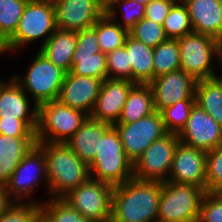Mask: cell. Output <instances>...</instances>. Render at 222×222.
Returning <instances> with one entry per match:
<instances>
[{
  "mask_svg": "<svg viewBox=\"0 0 222 222\" xmlns=\"http://www.w3.org/2000/svg\"><path fill=\"white\" fill-rule=\"evenodd\" d=\"M161 184L131 178L114 186L110 222H157Z\"/></svg>",
  "mask_w": 222,
  "mask_h": 222,
  "instance_id": "obj_1",
  "label": "cell"
},
{
  "mask_svg": "<svg viewBox=\"0 0 222 222\" xmlns=\"http://www.w3.org/2000/svg\"><path fill=\"white\" fill-rule=\"evenodd\" d=\"M45 154L48 192L52 198H63L70 191L87 182L89 165L82 161L66 143H36Z\"/></svg>",
  "mask_w": 222,
  "mask_h": 222,
  "instance_id": "obj_2",
  "label": "cell"
},
{
  "mask_svg": "<svg viewBox=\"0 0 222 222\" xmlns=\"http://www.w3.org/2000/svg\"><path fill=\"white\" fill-rule=\"evenodd\" d=\"M92 179L120 185L133 178V163L126 157L119 133L112 125L99 140L98 151L89 164Z\"/></svg>",
  "mask_w": 222,
  "mask_h": 222,
  "instance_id": "obj_3",
  "label": "cell"
},
{
  "mask_svg": "<svg viewBox=\"0 0 222 222\" xmlns=\"http://www.w3.org/2000/svg\"><path fill=\"white\" fill-rule=\"evenodd\" d=\"M87 118L84 112L59 100L43 103L38 106L36 142L66 143Z\"/></svg>",
  "mask_w": 222,
  "mask_h": 222,
  "instance_id": "obj_4",
  "label": "cell"
},
{
  "mask_svg": "<svg viewBox=\"0 0 222 222\" xmlns=\"http://www.w3.org/2000/svg\"><path fill=\"white\" fill-rule=\"evenodd\" d=\"M205 193L194 184L162 182L157 222H197Z\"/></svg>",
  "mask_w": 222,
  "mask_h": 222,
  "instance_id": "obj_5",
  "label": "cell"
},
{
  "mask_svg": "<svg viewBox=\"0 0 222 222\" xmlns=\"http://www.w3.org/2000/svg\"><path fill=\"white\" fill-rule=\"evenodd\" d=\"M57 30L53 0H33L27 2L15 33L5 42L6 51L12 52L24 44L37 39H46Z\"/></svg>",
  "mask_w": 222,
  "mask_h": 222,
  "instance_id": "obj_6",
  "label": "cell"
},
{
  "mask_svg": "<svg viewBox=\"0 0 222 222\" xmlns=\"http://www.w3.org/2000/svg\"><path fill=\"white\" fill-rule=\"evenodd\" d=\"M66 71L55 66L40 51L35 56L25 77L14 76L20 87L30 94L35 105L39 106L53 100H58Z\"/></svg>",
  "mask_w": 222,
  "mask_h": 222,
  "instance_id": "obj_7",
  "label": "cell"
},
{
  "mask_svg": "<svg viewBox=\"0 0 222 222\" xmlns=\"http://www.w3.org/2000/svg\"><path fill=\"white\" fill-rule=\"evenodd\" d=\"M177 40L181 70L196 81L218 77L211 63L213 57L217 56V39L192 32Z\"/></svg>",
  "mask_w": 222,
  "mask_h": 222,
  "instance_id": "obj_8",
  "label": "cell"
},
{
  "mask_svg": "<svg viewBox=\"0 0 222 222\" xmlns=\"http://www.w3.org/2000/svg\"><path fill=\"white\" fill-rule=\"evenodd\" d=\"M114 186L90 178L62 199L90 222H110Z\"/></svg>",
  "mask_w": 222,
  "mask_h": 222,
  "instance_id": "obj_9",
  "label": "cell"
},
{
  "mask_svg": "<svg viewBox=\"0 0 222 222\" xmlns=\"http://www.w3.org/2000/svg\"><path fill=\"white\" fill-rule=\"evenodd\" d=\"M179 143L178 134L173 133H167L155 140L133 163V178L166 182Z\"/></svg>",
  "mask_w": 222,
  "mask_h": 222,
  "instance_id": "obj_10",
  "label": "cell"
},
{
  "mask_svg": "<svg viewBox=\"0 0 222 222\" xmlns=\"http://www.w3.org/2000/svg\"><path fill=\"white\" fill-rule=\"evenodd\" d=\"M119 133L126 157L134 163L155 141L167 134L161 112L154 111L133 123L113 125Z\"/></svg>",
  "mask_w": 222,
  "mask_h": 222,
  "instance_id": "obj_11",
  "label": "cell"
},
{
  "mask_svg": "<svg viewBox=\"0 0 222 222\" xmlns=\"http://www.w3.org/2000/svg\"><path fill=\"white\" fill-rule=\"evenodd\" d=\"M41 179L48 181L46 158L44 151L35 144L23 157L5 184L8 198L12 202H20L27 196H31V192L36 189L39 182H43L40 181Z\"/></svg>",
  "mask_w": 222,
  "mask_h": 222,
  "instance_id": "obj_12",
  "label": "cell"
},
{
  "mask_svg": "<svg viewBox=\"0 0 222 222\" xmlns=\"http://www.w3.org/2000/svg\"><path fill=\"white\" fill-rule=\"evenodd\" d=\"M106 53L101 52L96 30L91 27L77 31V44L73 53L71 73L107 79Z\"/></svg>",
  "mask_w": 222,
  "mask_h": 222,
  "instance_id": "obj_13",
  "label": "cell"
},
{
  "mask_svg": "<svg viewBox=\"0 0 222 222\" xmlns=\"http://www.w3.org/2000/svg\"><path fill=\"white\" fill-rule=\"evenodd\" d=\"M178 137L181 143L208 152L222 145V126L195 103Z\"/></svg>",
  "mask_w": 222,
  "mask_h": 222,
  "instance_id": "obj_14",
  "label": "cell"
},
{
  "mask_svg": "<svg viewBox=\"0 0 222 222\" xmlns=\"http://www.w3.org/2000/svg\"><path fill=\"white\" fill-rule=\"evenodd\" d=\"M197 81L179 69L154 78L149 85L153 91L154 108L161 111L184 99H195Z\"/></svg>",
  "mask_w": 222,
  "mask_h": 222,
  "instance_id": "obj_15",
  "label": "cell"
},
{
  "mask_svg": "<svg viewBox=\"0 0 222 222\" xmlns=\"http://www.w3.org/2000/svg\"><path fill=\"white\" fill-rule=\"evenodd\" d=\"M206 156V151L180 142L167 181L194 184L206 191Z\"/></svg>",
  "mask_w": 222,
  "mask_h": 222,
  "instance_id": "obj_16",
  "label": "cell"
},
{
  "mask_svg": "<svg viewBox=\"0 0 222 222\" xmlns=\"http://www.w3.org/2000/svg\"><path fill=\"white\" fill-rule=\"evenodd\" d=\"M58 29L81 31L91 28L106 11L97 0H53Z\"/></svg>",
  "mask_w": 222,
  "mask_h": 222,
  "instance_id": "obj_17",
  "label": "cell"
},
{
  "mask_svg": "<svg viewBox=\"0 0 222 222\" xmlns=\"http://www.w3.org/2000/svg\"><path fill=\"white\" fill-rule=\"evenodd\" d=\"M102 82L103 79L78 76L67 72L58 100L90 116L100 93Z\"/></svg>",
  "mask_w": 222,
  "mask_h": 222,
  "instance_id": "obj_18",
  "label": "cell"
},
{
  "mask_svg": "<svg viewBox=\"0 0 222 222\" xmlns=\"http://www.w3.org/2000/svg\"><path fill=\"white\" fill-rule=\"evenodd\" d=\"M135 85L129 80L105 79L96 99L91 118L114 125L118 122L131 88Z\"/></svg>",
  "mask_w": 222,
  "mask_h": 222,
  "instance_id": "obj_19",
  "label": "cell"
},
{
  "mask_svg": "<svg viewBox=\"0 0 222 222\" xmlns=\"http://www.w3.org/2000/svg\"><path fill=\"white\" fill-rule=\"evenodd\" d=\"M28 94L11 78L10 81L1 80L0 83V118L23 119L35 131L38 124V106L35 105L30 113Z\"/></svg>",
  "mask_w": 222,
  "mask_h": 222,
  "instance_id": "obj_20",
  "label": "cell"
},
{
  "mask_svg": "<svg viewBox=\"0 0 222 222\" xmlns=\"http://www.w3.org/2000/svg\"><path fill=\"white\" fill-rule=\"evenodd\" d=\"M187 7L193 32L222 38V13L219 0H181Z\"/></svg>",
  "mask_w": 222,
  "mask_h": 222,
  "instance_id": "obj_21",
  "label": "cell"
},
{
  "mask_svg": "<svg viewBox=\"0 0 222 222\" xmlns=\"http://www.w3.org/2000/svg\"><path fill=\"white\" fill-rule=\"evenodd\" d=\"M111 126V124L88 116L76 133L66 142V145L89 165L96 156L99 140Z\"/></svg>",
  "mask_w": 222,
  "mask_h": 222,
  "instance_id": "obj_22",
  "label": "cell"
},
{
  "mask_svg": "<svg viewBox=\"0 0 222 222\" xmlns=\"http://www.w3.org/2000/svg\"><path fill=\"white\" fill-rule=\"evenodd\" d=\"M35 137H12L0 134V184L5 185L23 157L36 144Z\"/></svg>",
  "mask_w": 222,
  "mask_h": 222,
  "instance_id": "obj_23",
  "label": "cell"
},
{
  "mask_svg": "<svg viewBox=\"0 0 222 222\" xmlns=\"http://www.w3.org/2000/svg\"><path fill=\"white\" fill-rule=\"evenodd\" d=\"M77 44V31L58 29L41 45L40 52L55 66L71 71L73 53Z\"/></svg>",
  "mask_w": 222,
  "mask_h": 222,
  "instance_id": "obj_24",
  "label": "cell"
},
{
  "mask_svg": "<svg viewBox=\"0 0 222 222\" xmlns=\"http://www.w3.org/2000/svg\"><path fill=\"white\" fill-rule=\"evenodd\" d=\"M124 47L129 53L131 81L135 84H149L154 79L153 48L135 40L130 35Z\"/></svg>",
  "mask_w": 222,
  "mask_h": 222,
  "instance_id": "obj_25",
  "label": "cell"
},
{
  "mask_svg": "<svg viewBox=\"0 0 222 222\" xmlns=\"http://www.w3.org/2000/svg\"><path fill=\"white\" fill-rule=\"evenodd\" d=\"M155 111L149 84H135L128 93L117 123H133Z\"/></svg>",
  "mask_w": 222,
  "mask_h": 222,
  "instance_id": "obj_26",
  "label": "cell"
},
{
  "mask_svg": "<svg viewBox=\"0 0 222 222\" xmlns=\"http://www.w3.org/2000/svg\"><path fill=\"white\" fill-rule=\"evenodd\" d=\"M195 101L222 126V78L215 77L197 81Z\"/></svg>",
  "mask_w": 222,
  "mask_h": 222,
  "instance_id": "obj_27",
  "label": "cell"
},
{
  "mask_svg": "<svg viewBox=\"0 0 222 222\" xmlns=\"http://www.w3.org/2000/svg\"><path fill=\"white\" fill-rule=\"evenodd\" d=\"M96 30L101 52L108 53L124 46L129 31L122 28L106 13L92 26Z\"/></svg>",
  "mask_w": 222,
  "mask_h": 222,
  "instance_id": "obj_28",
  "label": "cell"
},
{
  "mask_svg": "<svg viewBox=\"0 0 222 222\" xmlns=\"http://www.w3.org/2000/svg\"><path fill=\"white\" fill-rule=\"evenodd\" d=\"M154 78L180 69V49L177 39H167L153 48Z\"/></svg>",
  "mask_w": 222,
  "mask_h": 222,
  "instance_id": "obj_29",
  "label": "cell"
},
{
  "mask_svg": "<svg viewBox=\"0 0 222 222\" xmlns=\"http://www.w3.org/2000/svg\"><path fill=\"white\" fill-rule=\"evenodd\" d=\"M163 28L168 39H179L193 32L187 7L177 1L165 18Z\"/></svg>",
  "mask_w": 222,
  "mask_h": 222,
  "instance_id": "obj_30",
  "label": "cell"
},
{
  "mask_svg": "<svg viewBox=\"0 0 222 222\" xmlns=\"http://www.w3.org/2000/svg\"><path fill=\"white\" fill-rule=\"evenodd\" d=\"M41 217L46 222H90L62 198L40 203Z\"/></svg>",
  "mask_w": 222,
  "mask_h": 222,
  "instance_id": "obj_31",
  "label": "cell"
},
{
  "mask_svg": "<svg viewBox=\"0 0 222 222\" xmlns=\"http://www.w3.org/2000/svg\"><path fill=\"white\" fill-rule=\"evenodd\" d=\"M27 1L0 0V38L6 42L16 31Z\"/></svg>",
  "mask_w": 222,
  "mask_h": 222,
  "instance_id": "obj_32",
  "label": "cell"
},
{
  "mask_svg": "<svg viewBox=\"0 0 222 222\" xmlns=\"http://www.w3.org/2000/svg\"><path fill=\"white\" fill-rule=\"evenodd\" d=\"M195 103V99H184L160 111L167 133L179 134L182 131Z\"/></svg>",
  "mask_w": 222,
  "mask_h": 222,
  "instance_id": "obj_33",
  "label": "cell"
},
{
  "mask_svg": "<svg viewBox=\"0 0 222 222\" xmlns=\"http://www.w3.org/2000/svg\"><path fill=\"white\" fill-rule=\"evenodd\" d=\"M129 35L146 46L155 48L168 38L163 25L147 18L141 19L130 31Z\"/></svg>",
  "mask_w": 222,
  "mask_h": 222,
  "instance_id": "obj_34",
  "label": "cell"
},
{
  "mask_svg": "<svg viewBox=\"0 0 222 222\" xmlns=\"http://www.w3.org/2000/svg\"><path fill=\"white\" fill-rule=\"evenodd\" d=\"M121 6L124 8L122 12V21L118 24L125 28L126 30L130 31L141 19L145 16V8L146 6L135 2L134 0H116L107 10L106 14L112 19L116 20L117 17V6ZM126 8V9H125Z\"/></svg>",
  "mask_w": 222,
  "mask_h": 222,
  "instance_id": "obj_35",
  "label": "cell"
},
{
  "mask_svg": "<svg viewBox=\"0 0 222 222\" xmlns=\"http://www.w3.org/2000/svg\"><path fill=\"white\" fill-rule=\"evenodd\" d=\"M40 217V203L12 202L0 216V222H36Z\"/></svg>",
  "mask_w": 222,
  "mask_h": 222,
  "instance_id": "obj_36",
  "label": "cell"
},
{
  "mask_svg": "<svg viewBox=\"0 0 222 222\" xmlns=\"http://www.w3.org/2000/svg\"><path fill=\"white\" fill-rule=\"evenodd\" d=\"M106 59L108 79L131 81V64L129 63V53L124 46L106 53Z\"/></svg>",
  "mask_w": 222,
  "mask_h": 222,
  "instance_id": "obj_37",
  "label": "cell"
},
{
  "mask_svg": "<svg viewBox=\"0 0 222 222\" xmlns=\"http://www.w3.org/2000/svg\"><path fill=\"white\" fill-rule=\"evenodd\" d=\"M222 191V145L207 152L206 192Z\"/></svg>",
  "mask_w": 222,
  "mask_h": 222,
  "instance_id": "obj_38",
  "label": "cell"
},
{
  "mask_svg": "<svg viewBox=\"0 0 222 222\" xmlns=\"http://www.w3.org/2000/svg\"><path fill=\"white\" fill-rule=\"evenodd\" d=\"M197 222H222V194L220 192L204 194Z\"/></svg>",
  "mask_w": 222,
  "mask_h": 222,
  "instance_id": "obj_39",
  "label": "cell"
},
{
  "mask_svg": "<svg viewBox=\"0 0 222 222\" xmlns=\"http://www.w3.org/2000/svg\"><path fill=\"white\" fill-rule=\"evenodd\" d=\"M0 134L12 137H35V130L23 119L0 118Z\"/></svg>",
  "mask_w": 222,
  "mask_h": 222,
  "instance_id": "obj_40",
  "label": "cell"
},
{
  "mask_svg": "<svg viewBox=\"0 0 222 222\" xmlns=\"http://www.w3.org/2000/svg\"><path fill=\"white\" fill-rule=\"evenodd\" d=\"M178 0H153L146 5L145 16L148 20L163 25L171 7Z\"/></svg>",
  "mask_w": 222,
  "mask_h": 222,
  "instance_id": "obj_41",
  "label": "cell"
},
{
  "mask_svg": "<svg viewBox=\"0 0 222 222\" xmlns=\"http://www.w3.org/2000/svg\"><path fill=\"white\" fill-rule=\"evenodd\" d=\"M11 203L12 201L7 196L5 185L0 184V216Z\"/></svg>",
  "mask_w": 222,
  "mask_h": 222,
  "instance_id": "obj_42",
  "label": "cell"
},
{
  "mask_svg": "<svg viewBox=\"0 0 222 222\" xmlns=\"http://www.w3.org/2000/svg\"><path fill=\"white\" fill-rule=\"evenodd\" d=\"M106 11L116 0H97Z\"/></svg>",
  "mask_w": 222,
  "mask_h": 222,
  "instance_id": "obj_43",
  "label": "cell"
},
{
  "mask_svg": "<svg viewBox=\"0 0 222 222\" xmlns=\"http://www.w3.org/2000/svg\"><path fill=\"white\" fill-rule=\"evenodd\" d=\"M217 58L222 61V38L218 40ZM218 78H222L221 76Z\"/></svg>",
  "mask_w": 222,
  "mask_h": 222,
  "instance_id": "obj_44",
  "label": "cell"
},
{
  "mask_svg": "<svg viewBox=\"0 0 222 222\" xmlns=\"http://www.w3.org/2000/svg\"><path fill=\"white\" fill-rule=\"evenodd\" d=\"M6 51L5 42L0 38V54H3Z\"/></svg>",
  "mask_w": 222,
  "mask_h": 222,
  "instance_id": "obj_45",
  "label": "cell"
},
{
  "mask_svg": "<svg viewBox=\"0 0 222 222\" xmlns=\"http://www.w3.org/2000/svg\"><path fill=\"white\" fill-rule=\"evenodd\" d=\"M134 1L146 6L147 4H149L153 0H134Z\"/></svg>",
  "mask_w": 222,
  "mask_h": 222,
  "instance_id": "obj_46",
  "label": "cell"
},
{
  "mask_svg": "<svg viewBox=\"0 0 222 222\" xmlns=\"http://www.w3.org/2000/svg\"><path fill=\"white\" fill-rule=\"evenodd\" d=\"M36 222H46L42 217H40Z\"/></svg>",
  "mask_w": 222,
  "mask_h": 222,
  "instance_id": "obj_47",
  "label": "cell"
},
{
  "mask_svg": "<svg viewBox=\"0 0 222 222\" xmlns=\"http://www.w3.org/2000/svg\"><path fill=\"white\" fill-rule=\"evenodd\" d=\"M219 2H220L221 13H222V0H219Z\"/></svg>",
  "mask_w": 222,
  "mask_h": 222,
  "instance_id": "obj_48",
  "label": "cell"
}]
</instances>
